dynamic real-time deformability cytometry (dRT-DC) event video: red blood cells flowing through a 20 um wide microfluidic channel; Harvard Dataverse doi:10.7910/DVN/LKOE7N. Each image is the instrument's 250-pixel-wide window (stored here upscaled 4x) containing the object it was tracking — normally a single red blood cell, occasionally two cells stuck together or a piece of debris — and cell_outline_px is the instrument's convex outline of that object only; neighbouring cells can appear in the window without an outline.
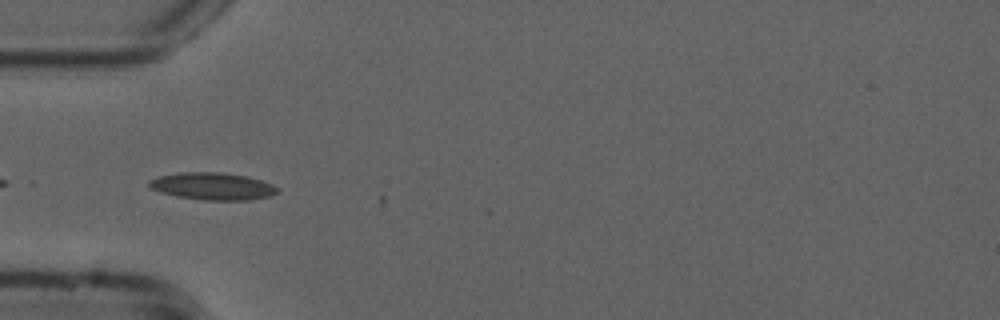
{"species": "common noctule bat (a hibernating species)", "species_latin": "Nyctalus noctula", "temperature_condition": "cold", "stored_images_in_passage": 3, "camera_frame_rate_fps": 3000, "um_per_image_px": 0.085, "animal": {"sex": "male", "forearm_length_mm": 52.5}, "frame": {"image": 1, "passage_image": 2, "time_ms": 0.333, "image_size_px": [1000, 320], "cell_outline_px": [[280, 192], [272, 196], [248, 200], [204, 200], [176, 196], [160, 192], [152, 188], [148, 184], [148, 180], [160, 176], [180, 172], [220, 172], [248, 176], [272, 184], [280, 188]], "centroid_in_image_um": [18.12, 15.83], "position_along_channel_um": 66.9, "area_um2": 20.52}}